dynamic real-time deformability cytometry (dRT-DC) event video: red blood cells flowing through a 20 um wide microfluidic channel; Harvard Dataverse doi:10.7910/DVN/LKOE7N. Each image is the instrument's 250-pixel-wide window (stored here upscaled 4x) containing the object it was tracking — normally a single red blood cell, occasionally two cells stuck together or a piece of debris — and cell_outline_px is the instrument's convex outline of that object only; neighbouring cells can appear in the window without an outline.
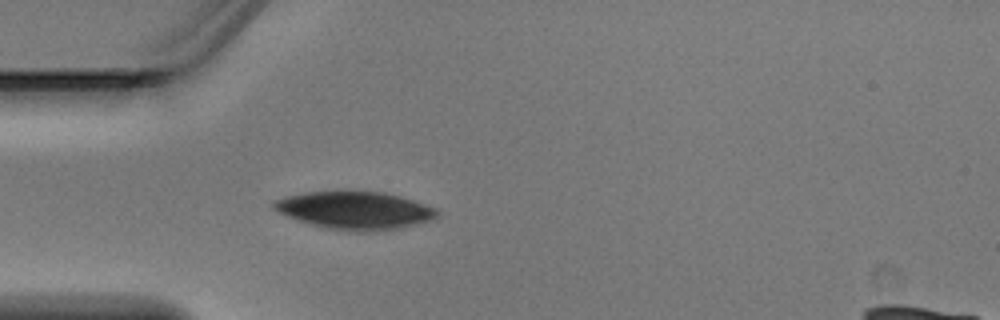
{"species": "Egyptian fruit bat (a non-hibernating species)", "species_latin": "Rousettus aegyptiacus", "temperature_condition": "warm", "stored_images_in_passage": 4, "camera_frame_rate_fps": 3000, "um_per_image_px": 0.085, "animal": {"sex": "male"}, "frame": {"image": 1, "passage_image": 4, "time_ms": 1.0, "image_size_px": [1000, 320], "cell_outline_px": [[440, 216], [432, 220], [400, 228], [364, 232], [328, 228], [312, 224], [288, 216], [272, 208], [272, 200], [284, 196], [304, 192], [384, 192], [400, 196], [436, 208], [440, 212]], "centroid_in_image_um": [30.19, 17.88], "position_along_channel_um": 54.8, "area_um2": 35.6}}